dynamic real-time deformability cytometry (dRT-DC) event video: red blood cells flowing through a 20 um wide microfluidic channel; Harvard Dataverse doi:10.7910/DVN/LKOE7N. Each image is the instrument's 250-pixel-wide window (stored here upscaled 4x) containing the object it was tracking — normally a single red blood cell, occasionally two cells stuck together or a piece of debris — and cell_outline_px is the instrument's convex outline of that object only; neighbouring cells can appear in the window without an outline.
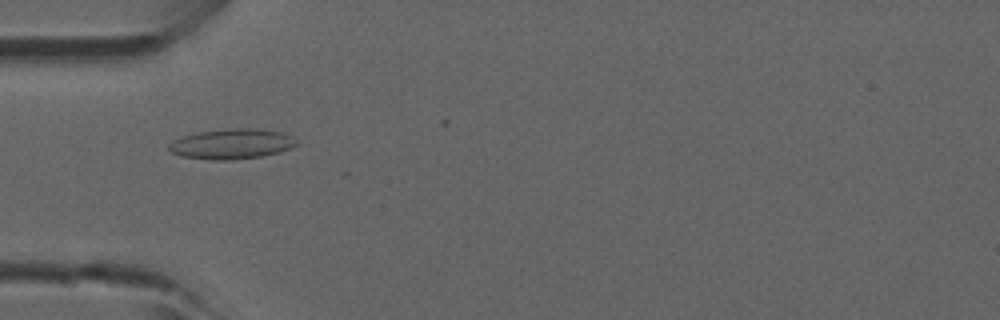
{"species": "common noctule bat (a hibernating species)", "species_latin": "Nyctalus noctula", "temperature_condition": "room temperature", "stored_images_in_passage": 46, "camera_frame_rate_fps": 3000, "um_per_image_px": 0.085, "animal": {"sex": "male", "forearm_length_mm": 52.5}, "frame": {"image": 1, "passage_image": 15, "time_ms": 4.667, "image_size_px": [1000, 320], "cell_outline_px": [[300, 144], [280, 152], [260, 156], [232, 160], [208, 160], [180, 156], [172, 152], [168, 148], [168, 144], [172, 140], [184, 136], [200, 132], [232, 128], [252, 128], [280, 132], [292, 136]], "centroid_in_image_um": [19.7, 12.24], "position_along_channel_um": 65.3, "area_um2": 22.43}}
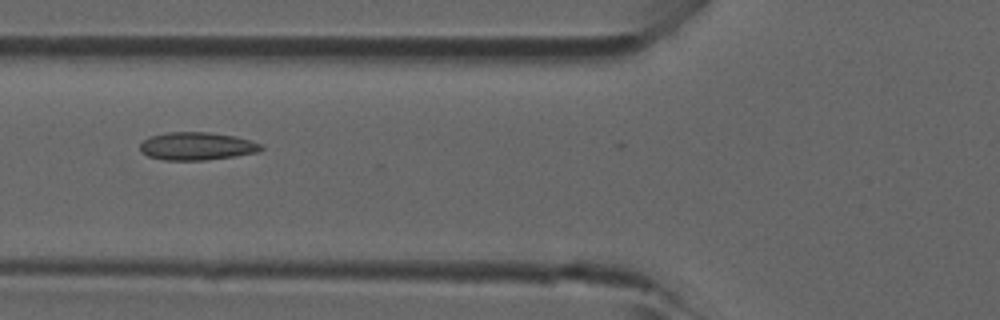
{"frame": {"image": 2, "passage_image": 18, "time_ms": 5.667, "image_size_px": [1000, 320], "cell_outline_px": [[264, 148], [256, 152], [236, 156], [204, 160], [164, 160], [148, 156], [140, 152], [140, 144], [148, 136], [168, 132], [208, 132], [236, 136], [252, 140], [260, 144]], "centroid_in_image_um": [16.71, 12.42], "position_along_channel_um": 109.1, "area_um2": 19.77}}
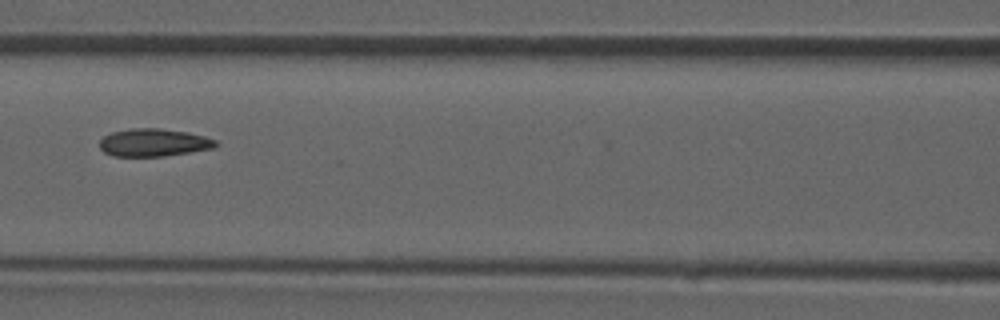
{"frame": {"image": 3, "passage_image": 21, "time_ms": 6.667, "image_size_px": [1000, 320], "cell_outline_px": [[220, 144], [212, 148], [192, 152], [164, 156], [112, 156], [104, 152], [100, 148], [100, 140], [104, 136], [112, 132], [132, 128], [160, 128], [184, 132], [204, 136], [216, 140]], "centroid_in_image_um": [13.06, 12.12], "position_along_channel_um": 153.5, "area_um2": 18.73}}